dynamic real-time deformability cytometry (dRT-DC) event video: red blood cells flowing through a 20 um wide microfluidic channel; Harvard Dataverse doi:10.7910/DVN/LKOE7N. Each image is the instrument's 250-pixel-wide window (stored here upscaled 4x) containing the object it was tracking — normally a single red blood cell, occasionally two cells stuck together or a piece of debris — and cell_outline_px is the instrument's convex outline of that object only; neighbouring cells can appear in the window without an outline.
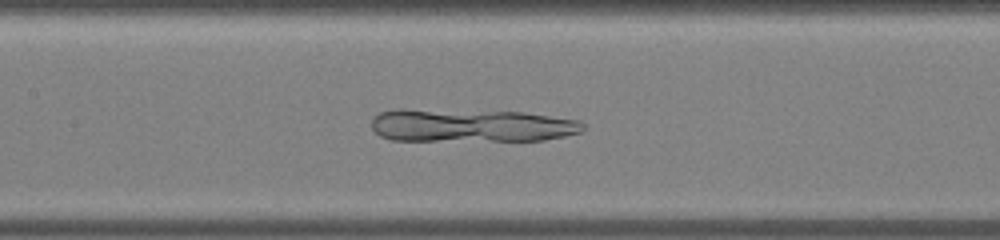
{"species": "common noctule bat (a hibernating species)", "species_latin": "Nyctalus noctula", "temperature_condition": "warm", "stored_images_in_passage": 36, "camera_frame_rate_fps": 3000, "um_per_image_px": 0.085, "animal": {"sex": "male", "body_mass_g": 19.0, "forearm_length_mm": 50.8}, "frame": {"image": 1, "passage_image": 17, "time_ms": 5.333, "image_size_px": [1000, 240], "cell_outline_px": [[584, 128], [580, 132], [564, 136], [544, 140], [392, 140], [380, 136], [372, 128], [372, 120], [380, 112], [524, 112], [580, 120], [584, 124]], "centroid_in_image_um": [40.2, 10.72], "position_along_channel_um": 167.2, "area_um2": 38.84}}
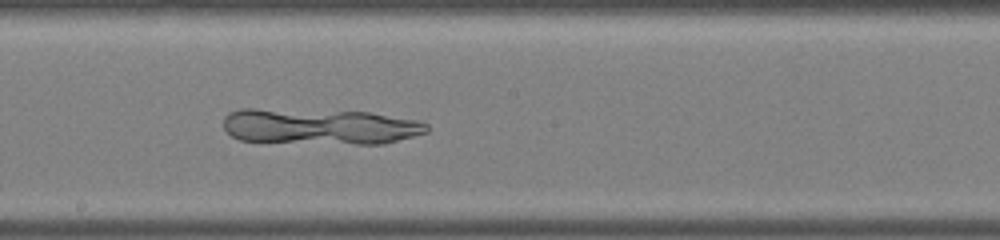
{"frame": {"image": 2, "passage_image": 20, "time_ms": 6.333, "image_size_px": [1000, 240], "cell_outline_px": [[428, 132], [384, 144], [356, 144], [240, 140], [232, 136], [224, 128], [224, 116], [228, 112], [240, 108], [256, 108], [368, 112], [416, 120], [428, 124]], "centroid_in_image_um": [27.16, 10.74], "position_along_channel_um": 221.0, "area_um2": 42.48}}